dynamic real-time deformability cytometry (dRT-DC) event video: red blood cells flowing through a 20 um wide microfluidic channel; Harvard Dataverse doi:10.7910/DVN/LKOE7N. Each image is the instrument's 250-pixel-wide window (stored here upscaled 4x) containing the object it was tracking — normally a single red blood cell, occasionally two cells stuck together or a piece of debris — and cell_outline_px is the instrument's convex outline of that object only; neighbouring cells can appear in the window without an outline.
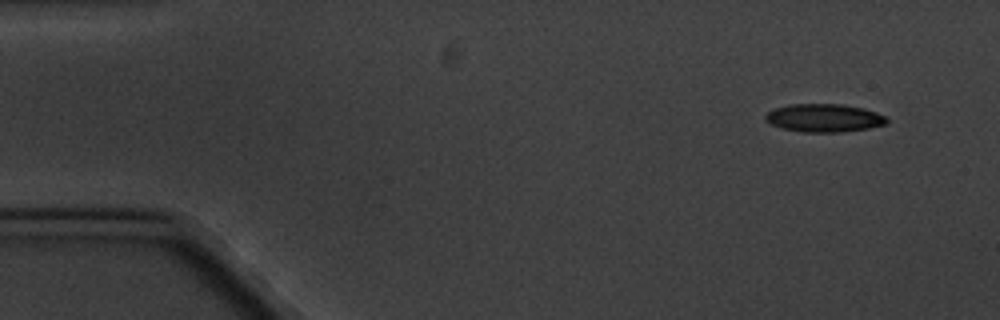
{"species": "common noctule bat (a hibernating species)", "species_latin": "Nyctalus noctula", "temperature_condition": "cold", "stored_images_in_passage": 9, "camera_frame_rate_fps": 3000, "um_per_image_px": 0.085, "animal": {"sex": "male", "body_mass_g": 20.1, "forearm_length_mm": 53.5}, "frame": {"image": 1, "passage_image": 1, "time_ms": 0.0, "image_size_px": [1000, 320], "cell_outline_px": [[888, 120], [884, 124], [868, 128], [844, 132], [804, 132], [780, 128], [764, 120], [764, 116], [768, 112], [776, 108], [788, 104], [844, 104], [864, 108], [876, 112], [884, 116]], "centroid_in_image_um": [70.02, 10.02], "position_along_channel_um": 15.0, "area_um2": 19.88}}